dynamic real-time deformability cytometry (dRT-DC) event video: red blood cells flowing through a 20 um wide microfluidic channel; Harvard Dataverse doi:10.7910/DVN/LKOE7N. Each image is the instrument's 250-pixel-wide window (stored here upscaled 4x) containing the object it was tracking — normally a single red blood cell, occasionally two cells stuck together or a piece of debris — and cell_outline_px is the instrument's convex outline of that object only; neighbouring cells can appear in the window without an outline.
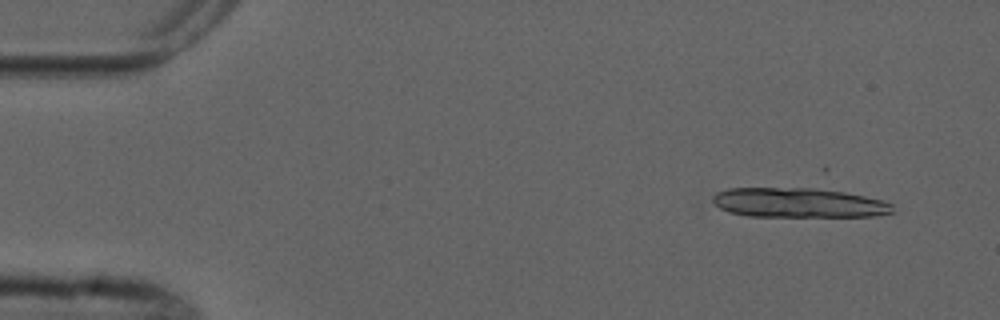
{"species": "common noctule bat (a hibernating species)", "species_latin": "Nyctalus noctula", "temperature_condition": "cold", "stored_images_in_passage": 5, "camera_frame_rate_fps": 3000, "um_per_image_px": 0.085, "animal": {"sex": "male", "forearm_length_mm": 52.5}, "frame": {"image": 1, "passage_image": 1, "time_ms": 0.0, "image_size_px": [1000, 320], "cell_outline_px": [[892, 212], [876, 216], [748, 216], [728, 212], [720, 208], [712, 200], [712, 196], [716, 192], [728, 188], [824, 188], [884, 200], [892, 204]], "centroid_in_image_um": [67.86, 17.22], "position_along_channel_um": 17.1, "area_um2": 31.1}}